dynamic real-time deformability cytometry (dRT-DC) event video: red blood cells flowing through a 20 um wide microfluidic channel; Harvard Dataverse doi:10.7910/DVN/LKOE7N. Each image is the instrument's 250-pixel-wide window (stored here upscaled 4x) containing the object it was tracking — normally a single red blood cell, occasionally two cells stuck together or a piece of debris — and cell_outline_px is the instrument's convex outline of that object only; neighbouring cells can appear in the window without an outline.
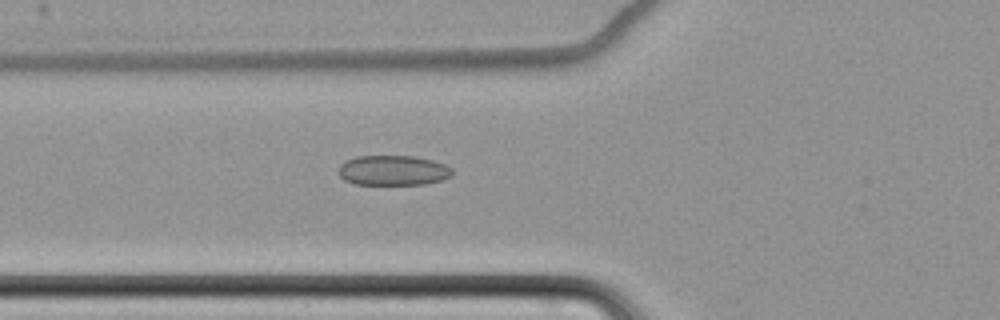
{"species": "common noctule bat (a hibernating species)", "species_latin": "Nyctalus noctula", "temperature_condition": "cold", "stored_images_in_passage": 54, "camera_frame_rate_fps": 3000, "um_per_image_px": 0.085, "animal": {"sex": "female", "body_mass_g": 22.7, "forearm_length_mm": 54.2}, "frame": {"image": 1, "passage_image": 19, "time_ms": 6.0, "image_size_px": [1000, 320], "cell_outline_px": [[452, 176], [440, 180], [424, 184], [352, 184], [344, 180], [340, 176], [340, 164], [356, 156], [416, 156], [432, 160], [444, 164], [452, 168]], "centroid_in_image_um": [33.42, 14.48], "position_along_channel_um": 92.4, "area_um2": 19.83}}
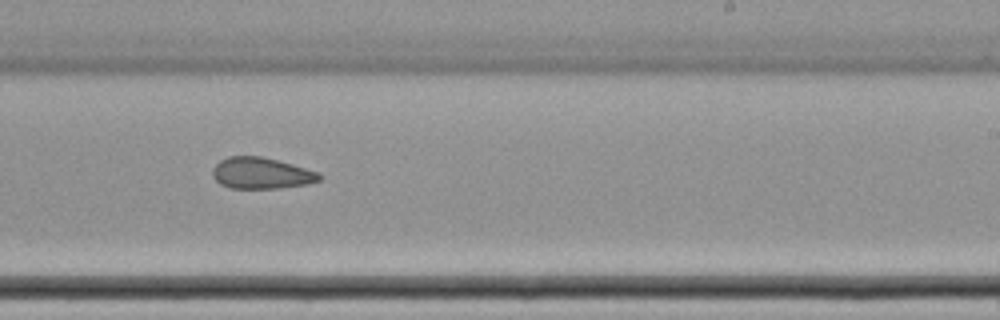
{"frame": {"image": 2, "passage_image": 34, "time_ms": 11.0, "image_size_px": [1000, 320], "cell_outline_px": [[320, 180], [308, 184], [280, 188], [232, 188], [220, 184], [212, 176], [212, 168], [220, 160], [228, 156], [260, 156], [292, 164], [320, 172]], "centroid_in_image_um": [22.2, 14.72], "position_along_channel_um": 266.8, "area_um2": 19.48}}
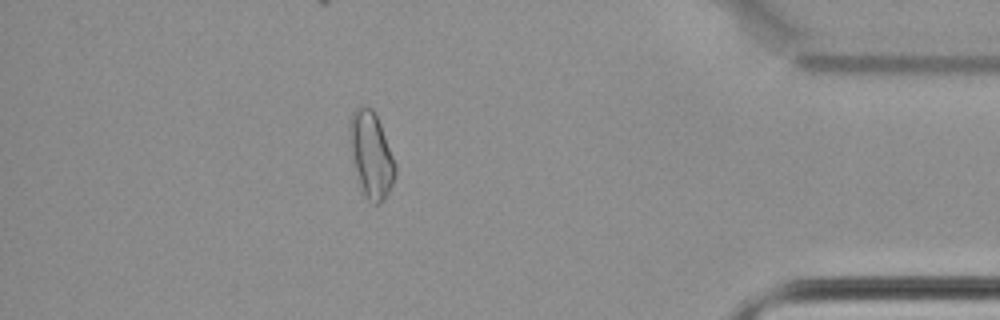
{"frame": {"image": 3, "passage_image": 49, "time_ms": 16.0, "image_size_px": [1000, 320], "cell_outline_px": [[396, 176], [384, 200], [380, 204], [372, 204], [368, 200], [356, 180], [348, 140], [348, 120], [352, 112], [360, 104], [364, 104], [372, 108], [376, 112], [396, 164]], "centroid_in_image_um": [31.51, 13.11], "position_along_channel_um": 403.7, "area_um2": 23.64}}